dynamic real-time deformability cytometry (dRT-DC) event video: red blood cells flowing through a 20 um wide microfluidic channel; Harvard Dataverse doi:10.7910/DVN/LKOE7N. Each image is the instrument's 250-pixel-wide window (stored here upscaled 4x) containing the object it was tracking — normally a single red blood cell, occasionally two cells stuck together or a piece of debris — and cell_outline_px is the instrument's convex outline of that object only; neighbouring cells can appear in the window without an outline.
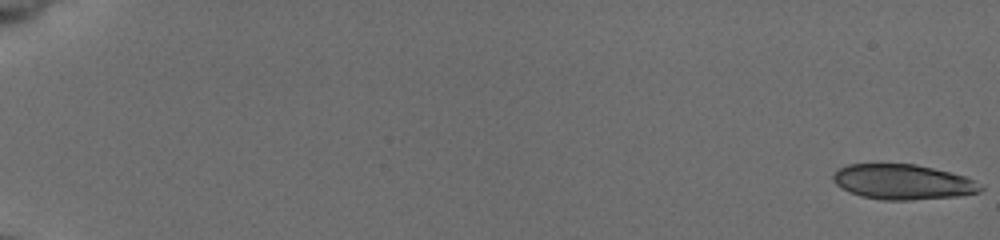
{"species": "common noctule bat (a hibernating species)", "species_latin": "Nyctalus noctula", "temperature_condition": "cold", "stored_images_in_passage": 15, "camera_frame_rate_fps": 3000, "um_per_image_px": 0.085, "animal": {"sex": "female", "body_mass_g": 19.5, "forearm_length_mm": 54.1}, "frame": {"image": 1, "passage_image": 1, "time_ms": 0.0, "image_size_px": [1000, 240], "cell_outline_px": [[984, 188], [980, 192], [956, 196], [912, 200], [884, 200], [860, 196], [836, 184], [832, 180], [832, 176], [840, 168], [848, 164], [916, 164], [964, 176], [972, 180]], "centroid_in_image_um": [76.73, 15.46], "position_along_channel_um": 8.3, "area_um2": 29.77}}